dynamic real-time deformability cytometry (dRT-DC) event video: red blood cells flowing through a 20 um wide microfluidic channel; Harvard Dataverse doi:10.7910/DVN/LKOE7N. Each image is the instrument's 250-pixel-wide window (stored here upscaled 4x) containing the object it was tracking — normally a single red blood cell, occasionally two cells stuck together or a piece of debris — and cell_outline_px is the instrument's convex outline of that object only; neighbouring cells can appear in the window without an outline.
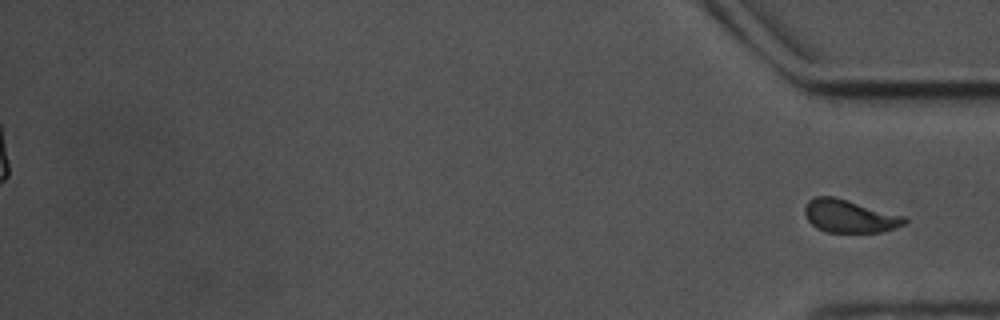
{"species": "common noctule bat (a hibernating species)", "species_latin": "Nyctalus noctula", "temperature_condition": "warm", "stored_images_in_passage": 48, "segment_of_instrument_passage": [2, 2], "camera_frame_rate_fps": 3000, "um_per_image_px": 0.085, "animal": {"sex": "male", "body_mass_g": 17.5, "forearm_length_mm": 52.3}, "frame": {"image": 1, "passage_image": 48, "time_ms": 15.667, "image_size_px": [1000, 320], "cell_outline_px": [[908, 224], [896, 228], [880, 232], [824, 232], [816, 228], [808, 220], [804, 212], [804, 208], [808, 200], [816, 196], [832, 196], [848, 200], [904, 216], [908, 220]], "centroid_in_image_um": [72.21, 18.38], "position_along_channel_um": 363.0, "area_um2": 19.19}}